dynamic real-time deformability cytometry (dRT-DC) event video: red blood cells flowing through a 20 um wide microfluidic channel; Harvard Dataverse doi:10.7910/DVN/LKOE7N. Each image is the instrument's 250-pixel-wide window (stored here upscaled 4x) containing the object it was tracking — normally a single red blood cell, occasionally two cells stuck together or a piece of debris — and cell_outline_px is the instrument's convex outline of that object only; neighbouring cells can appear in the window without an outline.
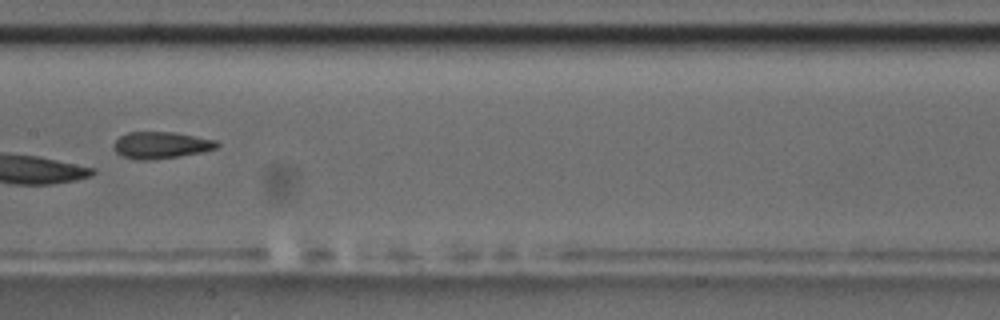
{"species": "common noctule bat (a hibernating species)", "species_latin": "Nyctalus noctula", "temperature_condition": "room temperature", "stored_images_in_passage": 11, "camera_frame_rate_fps": 3000, "um_per_image_px": 0.085, "animal": {"sex": "male", "body_mass_g": 17.5, "forearm_length_mm": 52.3}, "frame": {"image": 1, "passage_image": 8, "time_ms": 8.667, "image_size_px": [1000, 320], "cell_outline_px": [[220, 144], [216, 148], [200, 152], [180, 156], [152, 160], [136, 160], [120, 156], [112, 148], [112, 144], [120, 136], [128, 132], [176, 132], [216, 140]], "centroid_in_image_um": [13.64, 12.34], "position_along_channel_um": 193.8, "area_um2": 16.3}}